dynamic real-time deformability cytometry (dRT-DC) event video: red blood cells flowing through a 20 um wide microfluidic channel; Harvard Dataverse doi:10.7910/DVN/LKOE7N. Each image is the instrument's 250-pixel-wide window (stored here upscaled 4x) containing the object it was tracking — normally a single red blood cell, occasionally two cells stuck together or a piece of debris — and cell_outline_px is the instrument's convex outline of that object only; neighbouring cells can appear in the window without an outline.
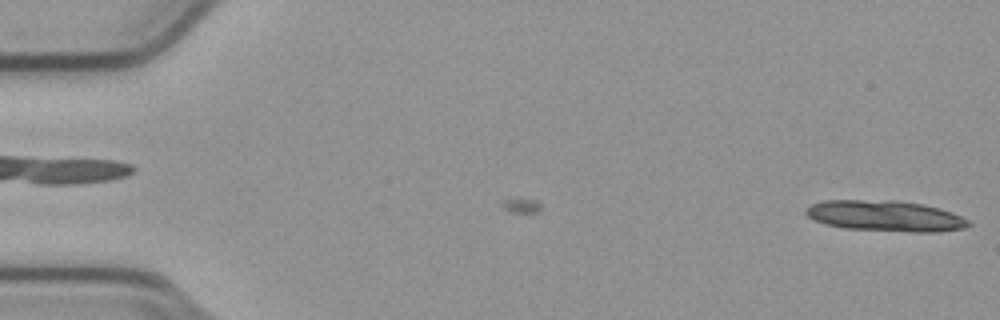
{"species": "common noctule bat (a hibernating species)", "species_latin": "Nyctalus noctula", "temperature_condition": "cold", "stored_images_in_passage": 15, "camera_frame_rate_fps": 3000, "um_per_image_px": 0.085, "animal": {"sex": "male", "body_mass_g": 23.1, "forearm_length_mm": 52.7}, "frame": {"image": 1, "passage_image": 15, "time_ms": 4.667, "image_size_px": [1000, 320], "cell_outline_px": [[972, 224], [964, 228], [940, 232], [908, 232], [844, 228], [824, 224], [812, 220], [804, 212], [804, 208], [812, 204], [824, 200], [896, 200], [924, 204], [940, 208], [952, 212], [968, 220]], "centroid_in_image_um": [75.23, 18.35], "position_along_channel_um": 9.8, "area_um2": 29.59}}